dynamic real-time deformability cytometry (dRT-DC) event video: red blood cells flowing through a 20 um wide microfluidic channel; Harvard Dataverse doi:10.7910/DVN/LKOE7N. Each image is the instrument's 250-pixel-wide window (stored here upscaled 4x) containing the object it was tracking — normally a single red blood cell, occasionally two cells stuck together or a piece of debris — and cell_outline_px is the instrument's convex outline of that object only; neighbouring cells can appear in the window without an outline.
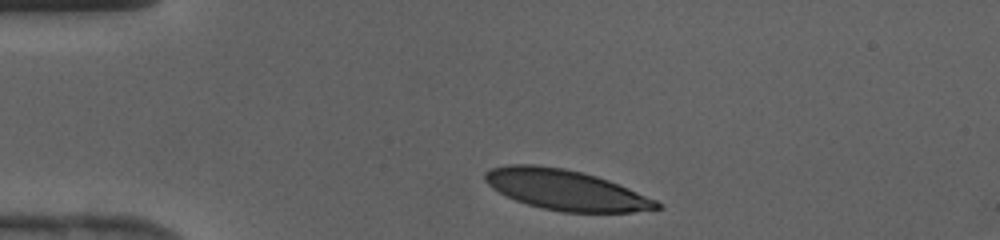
{"species": "human", "species_latin": "Homo sapiens", "temperature_condition": "cold", "stored_images_in_passage": 29, "camera_frame_rate_fps": 3000, "um_per_image_px": 0.085, "donor": {"sex": "female"}, "frame": {"image": 1, "passage_image": 2, "time_ms": 0.333, "image_size_px": [1000, 240], "cell_outline_px": [[664, 208], [632, 212], [560, 212], [528, 204], [516, 200], [492, 188], [484, 180], [484, 172], [492, 168], [508, 164], [532, 164], [564, 168], [596, 176], [608, 180], [628, 188], [656, 200], [664, 204]], "centroid_in_image_um": [48.1, 16.14], "position_along_channel_um": 36.9, "area_um2": 40.17}}
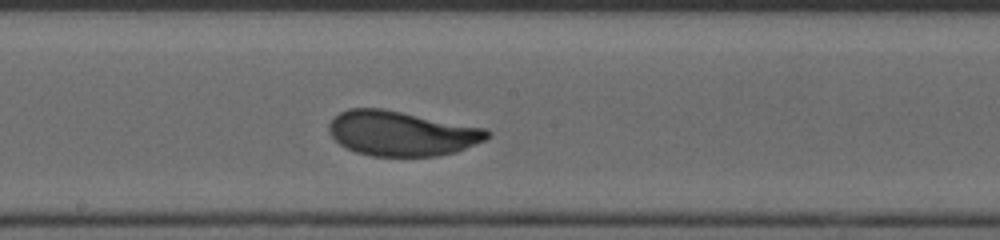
{"frame": {"image": 2, "passage_image": 16, "time_ms": 5.0, "image_size_px": [1000, 240], "cell_outline_px": [[492, 136], [484, 140], [456, 152], [440, 156], [372, 156], [356, 152], [340, 144], [328, 132], [328, 124], [340, 112], [348, 108], [380, 108], [488, 128], [492, 132]], "centroid_in_image_um": [34.17, 11.34], "position_along_channel_um": 214.0, "area_um2": 41.44}}
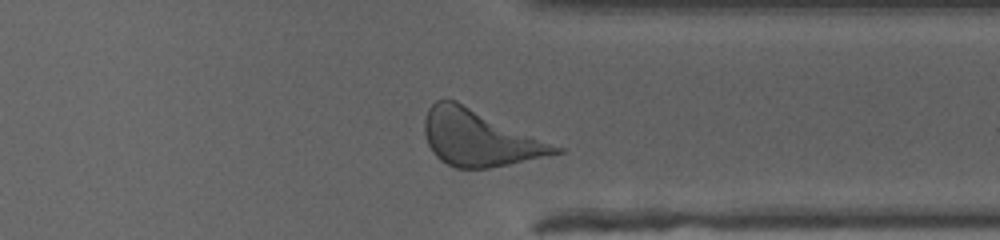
{"frame": {"image": 3, "passage_image": 26, "time_ms": 8.333, "image_size_px": [1000, 240], "cell_outline_px": [[564, 152], [508, 164], [488, 168], [456, 168], [440, 160], [432, 152], [428, 144], [424, 132], [424, 120], [428, 108], [436, 100], [456, 100], [564, 148]], "centroid_in_image_um": [40.73, 11.72], "position_along_channel_um": 370.7, "area_um2": 42.48}}